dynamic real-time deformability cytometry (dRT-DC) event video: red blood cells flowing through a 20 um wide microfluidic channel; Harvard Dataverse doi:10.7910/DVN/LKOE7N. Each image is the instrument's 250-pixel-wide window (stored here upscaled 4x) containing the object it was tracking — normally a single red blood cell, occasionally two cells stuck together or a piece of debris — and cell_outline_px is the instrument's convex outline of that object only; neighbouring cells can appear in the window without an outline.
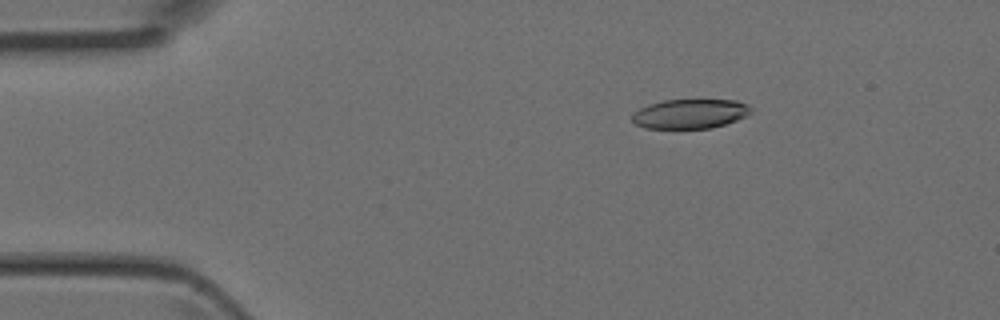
{"species": "Egyptian fruit bat (a non-hibernating species)", "species_latin": "Rousettus aegyptiacus", "temperature_condition": "room temperature", "stored_images_in_passage": 4, "camera_frame_rate_fps": 3000, "um_per_image_px": 0.085, "animal": {"sex": "female"}, "frame": {"image": 1, "passage_image": 2, "time_ms": 0.333, "image_size_px": [1000, 320], "cell_outline_px": [[752, 112], [736, 120], [712, 128], [644, 128], [636, 124], [632, 120], [632, 112], [648, 104], [664, 100], [736, 100], [748, 104], [752, 108]], "centroid_in_image_um": [58.64, 9.66], "position_along_channel_um": 26.4, "area_um2": 20.4}}